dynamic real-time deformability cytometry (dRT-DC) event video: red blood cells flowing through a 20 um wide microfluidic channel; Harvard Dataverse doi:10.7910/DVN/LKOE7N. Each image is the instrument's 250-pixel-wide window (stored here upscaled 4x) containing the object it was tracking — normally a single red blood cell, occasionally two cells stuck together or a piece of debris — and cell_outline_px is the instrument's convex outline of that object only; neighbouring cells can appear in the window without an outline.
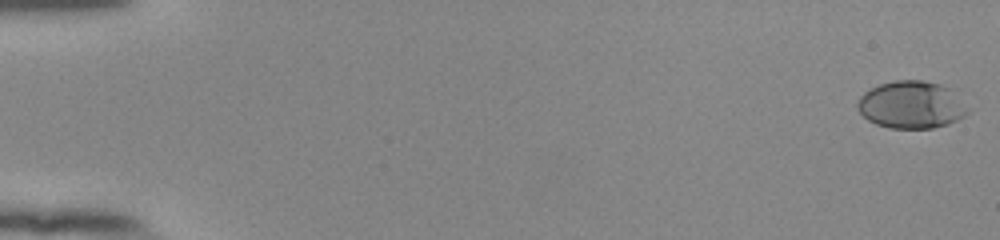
{"species": "human", "species_latin": "Homo sapiens", "temperature_condition": "room temperature", "stored_images_in_passage": 55, "camera_frame_rate_fps": 3000, "um_per_image_px": 0.085, "donor": {"sex": "female"}, "frame": {"image": 1, "passage_image": 1, "time_ms": 0.0, "image_size_px": [1000, 240], "cell_outline_px": [[968, 112], [964, 116], [948, 124], [932, 128], [888, 128], [876, 124], [868, 120], [856, 108], [856, 104], [860, 96], [864, 92], [880, 84], [896, 80], [924, 80], [940, 84], [948, 88]], "centroid_in_image_um": [77.38, 8.91], "position_along_channel_um": 7.6, "area_um2": 29.94}}
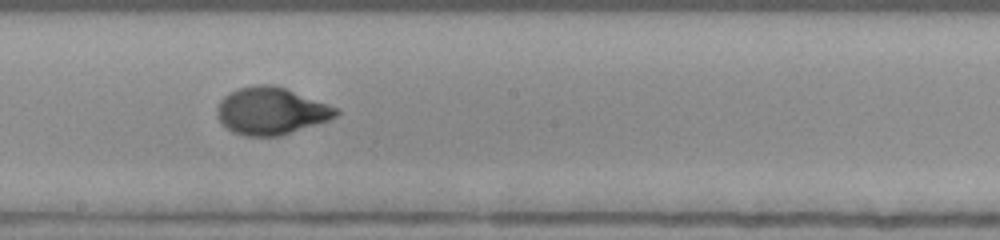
{"frame": {"image": 2, "passage_image": 32, "time_ms": 10.333, "image_size_px": [1000, 240], "cell_outline_px": [[340, 112], [336, 116], [328, 120], [280, 136], [244, 136], [232, 132], [216, 116], [216, 108], [220, 100], [228, 92], [240, 88], [256, 84], [272, 84], [284, 88], [340, 108]], "centroid_in_image_um": [23.03, 9.43], "position_along_channel_um": 225.2, "area_um2": 32.71}}
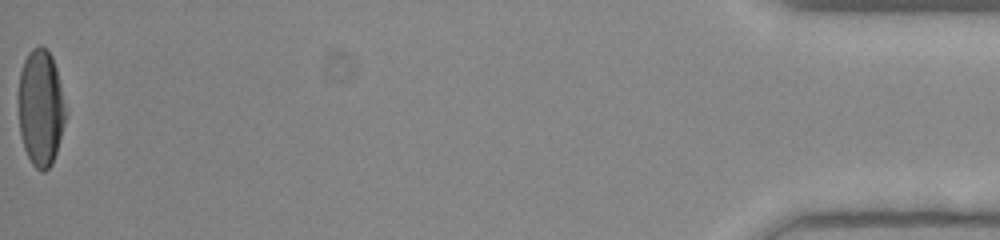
{"frame": {"image": 3, "passage_image": 55, "time_ms": 18.0, "image_size_px": [1000, 240], "cell_outline_px": [[68, 112], [56, 152], [52, 164], [44, 172], [40, 172], [32, 164], [24, 148], [20, 136], [16, 100], [20, 72], [24, 60], [28, 52], [32, 48], [40, 44], [48, 48], [52, 56], [56, 68]], "centroid_in_image_um": [3.44, 9.13], "position_along_channel_um": 431.8, "area_um2": 33.06}, "authors_computed_cell_mechanics": {"area_um2": 31.7322, "velocity_mm_per_s": 3.8896, "shape_relaxation_time_tau1_ms": 4.3896, "shape_relaxation_time_tau2_ms": null, "deformation_change_tau1": 0.213, "deformation_change_tau2": null}}